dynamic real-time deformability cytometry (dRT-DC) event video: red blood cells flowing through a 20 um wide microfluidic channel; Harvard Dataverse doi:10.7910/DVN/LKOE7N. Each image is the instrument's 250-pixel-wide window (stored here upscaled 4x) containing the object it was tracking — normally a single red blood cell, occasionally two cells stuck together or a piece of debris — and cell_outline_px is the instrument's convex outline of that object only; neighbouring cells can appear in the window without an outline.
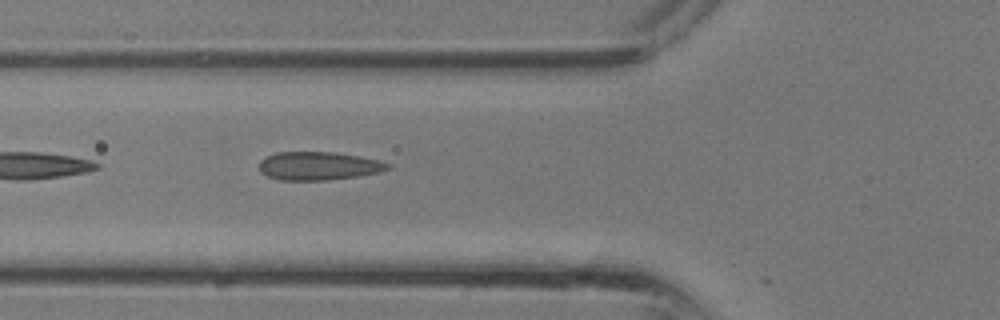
{"species": "common noctule bat (a hibernating species)", "species_latin": "Nyctalus noctula", "temperature_condition": "room temperature", "stored_images_in_passage": 25, "camera_frame_rate_fps": 3000, "um_per_image_px": 0.085, "animal": {"sex": "male", "body_mass_g": 13.3}, "frame": {"image": 1, "passage_image": 4, "time_ms": 1.0, "image_size_px": [1000, 320], "cell_outline_px": [[392, 168], [380, 172], [360, 176], [328, 180], [280, 180], [268, 176], [260, 172], [260, 160], [276, 152], [332, 152], [360, 156], [380, 160], [392, 164]], "centroid_in_image_um": [27.14, 14.1], "position_along_channel_um": 98.7, "area_um2": 21.39}}
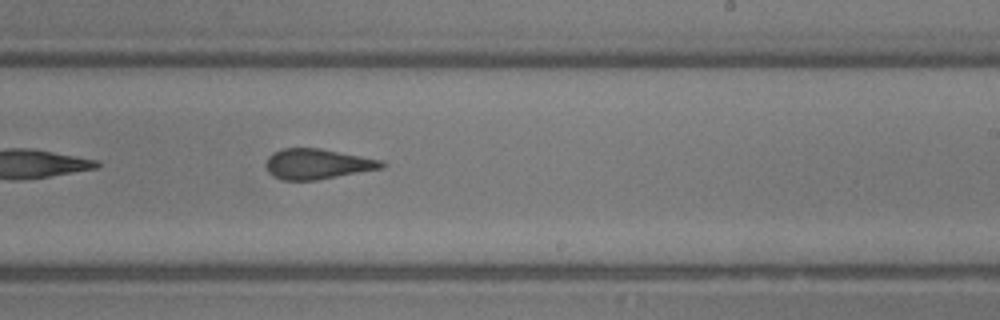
{"frame": {"image": 2, "passage_image": 12, "time_ms": 3.667, "image_size_px": [1000, 320], "cell_outline_px": [[388, 164], [384, 168], [316, 180], [284, 180], [268, 172], [264, 164], [268, 156], [272, 152], [284, 148], [320, 148], [384, 160]], "centroid_in_image_um": [27.01, 13.93], "position_along_channel_um": 262.0, "area_um2": 20.63}}
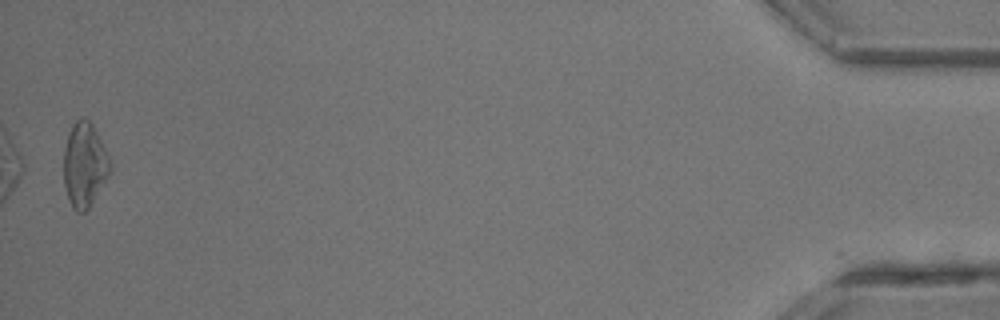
{"frame": {"image": 3, "passage_image": 25, "time_ms": 8.0, "image_size_px": [1000, 320], "cell_outline_px": [[112, 172], [88, 208], [84, 212], [76, 212], [72, 208], [68, 200], [64, 184], [64, 148], [68, 132], [72, 124], [80, 116], [84, 116], [92, 124], [112, 164]], "centroid_in_image_um": [7.18, 14.01], "position_along_channel_um": 428.0, "area_um2": 23.0}}